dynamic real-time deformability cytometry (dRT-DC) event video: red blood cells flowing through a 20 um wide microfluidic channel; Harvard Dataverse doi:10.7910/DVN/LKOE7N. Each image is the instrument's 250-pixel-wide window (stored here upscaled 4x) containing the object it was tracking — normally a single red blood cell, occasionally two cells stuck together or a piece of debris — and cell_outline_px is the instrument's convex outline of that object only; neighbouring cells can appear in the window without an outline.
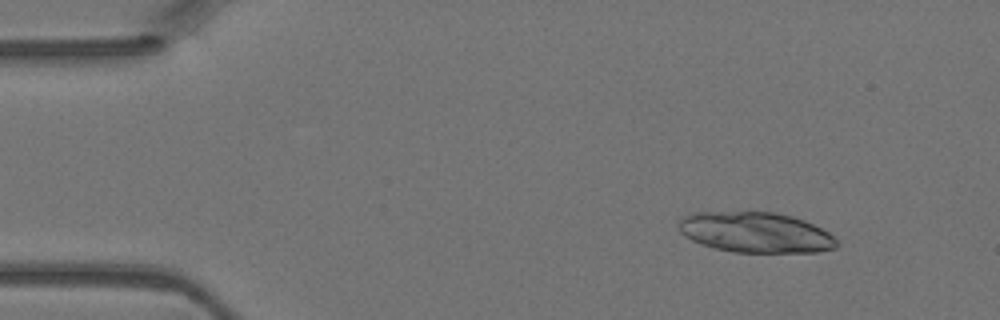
{"species": "Egyptian fruit bat (a non-hibernating species)", "species_latin": "Rousettus aegyptiacus", "temperature_condition": "warm", "stored_images_in_passage": 19, "camera_frame_rate_fps": 3000, "um_per_image_px": 0.085, "animal": {"sex": "female"}, "frame": {"image": 1, "passage_image": 5, "time_ms": 1.333, "image_size_px": [1000, 320], "cell_outline_px": [[836, 248], [816, 252], [732, 252], [700, 244], [684, 236], [680, 232], [676, 224], [684, 216], [692, 212], [776, 212], [792, 216], [804, 220], [828, 232], [836, 240]], "centroid_in_image_um": [64.17, 19.75], "position_along_channel_um": 20.8, "area_um2": 37.28}}